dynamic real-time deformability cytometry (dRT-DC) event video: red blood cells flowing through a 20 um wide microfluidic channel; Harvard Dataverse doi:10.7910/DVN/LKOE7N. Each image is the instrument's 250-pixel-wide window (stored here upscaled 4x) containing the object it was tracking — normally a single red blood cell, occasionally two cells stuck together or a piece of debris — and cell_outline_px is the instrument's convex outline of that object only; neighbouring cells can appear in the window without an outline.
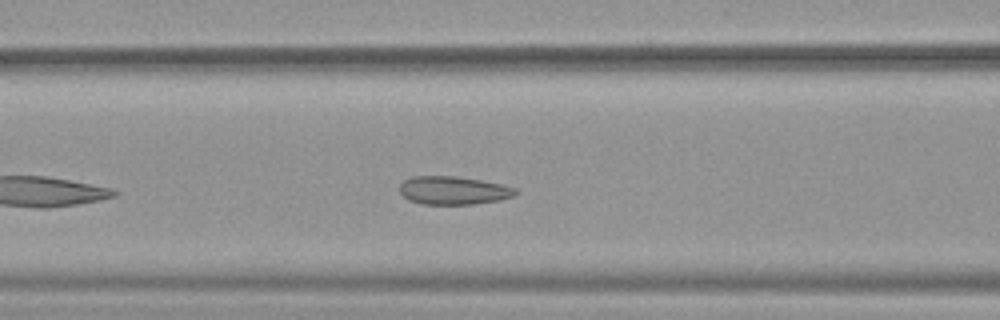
{"species": "common noctule bat (a hibernating species)", "species_latin": "Nyctalus noctula", "temperature_condition": "warm", "stored_images_in_passage": 32, "camera_frame_rate_fps": 3000, "um_per_image_px": 0.085, "animal": {"sex": "female", "body_mass_g": 19.9}, "frame": {"image": 1, "passage_image": 9, "time_ms": 2.667, "image_size_px": [1000, 320], "cell_outline_px": [[520, 192], [512, 196], [500, 200], [472, 204], [424, 204], [408, 200], [400, 192], [400, 184], [404, 180], [412, 176], [456, 176], [504, 184], [516, 188]], "centroid_in_image_um": [38.56, 16.18], "position_along_channel_um": 128.0, "area_um2": 19.13}}
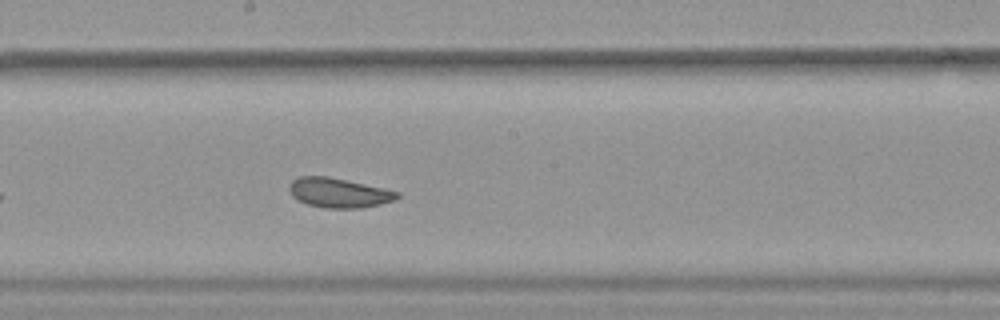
{"frame": {"image": 2, "passage_image": 16, "time_ms": 5.0, "image_size_px": [1000, 320], "cell_outline_px": [[400, 196], [396, 200], [380, 204], [360, 208], [324, 208], [308, 204], [296, 200], [292, 196], [288, 188], [288, 184], [292, 180], [300, 176], [328, 176], [348, 180], [384, 188], [400, 192]], "centroid_in_image_um": [28.78, 16.38], "position_along_channel_um": 219.4, "area_um2": 18.84}}
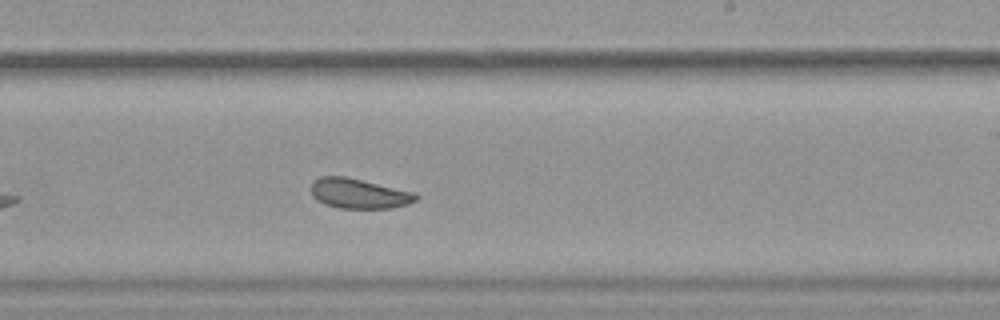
{"frame": {"image": 3, "passage_image": 19, "time_ms": 6.0, "image_size_px": [1000, 320], "cell_outline_px": [[420, 200], [408, 204], [392, 208], [340, 208], [324, 204], [316, 200], [312, 196], [312, 180], [320, 176], [344, 176], [416, 192], [420, 196]], "centroid_in_image_um": [30.54, 16.45], "position_along_channel_um": 258.5, "area_um2": 18.55}, "authors_computed_cell_mechanics": {"area_um2": 19.1896, "velocity_mm_per_s": 3.9347, "shape_relaxation_time_tau1_ms": null, "shape_relaxation_time_tau2_ms": 1.4146, "deformation_change_tau1": null, "deformation_change_tau2": 0.0719}}